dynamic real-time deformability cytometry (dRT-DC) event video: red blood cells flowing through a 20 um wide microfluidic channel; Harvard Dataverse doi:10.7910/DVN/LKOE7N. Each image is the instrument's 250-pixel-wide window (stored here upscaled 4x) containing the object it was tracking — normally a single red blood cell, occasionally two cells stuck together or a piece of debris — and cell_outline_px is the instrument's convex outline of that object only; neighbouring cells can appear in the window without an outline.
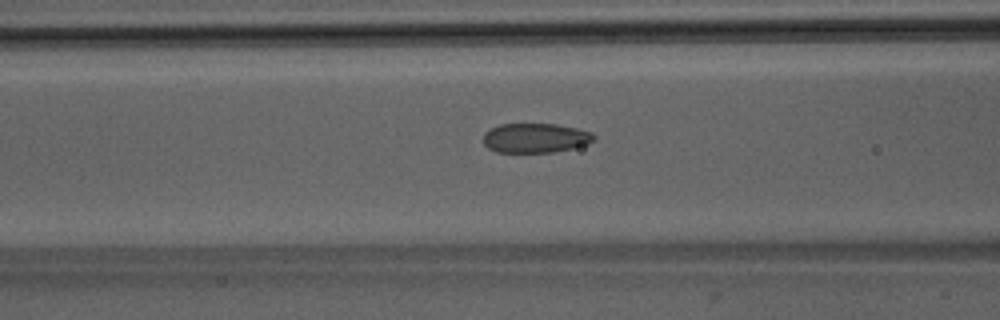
{"species": "Egyptian fruit bat (a non-hibernating species)", "species_latin": "Rousettus aegyptiacus", "temperature_condition": "room temperature", "stored_images_in_passage": 36, "camera_frame_rate_fps": 3000, "um_per_image_px": 0.085, "animal": {"sex": "male"}, "frame": {"image": 1, "passage_image": 6, "time_ms": 1.667, "image_size_px": [1000, 320], "cell_outline_px": [[596, 140], [588, 144], [572, 148], [552, 152], [496, 152], [488, 148], [484, 144], [484, 132], [500, 124], [556, 124], [576, 128], [592, 132], [596, 136]], "centroid_in_image_um": [45.53, 11.73], "position_along_channel_um": 121.1, "area_um2": 19.07}}
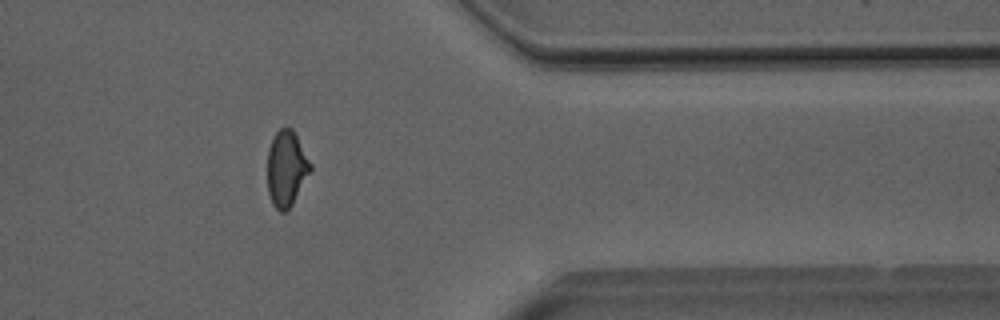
{"frame": {"image": 2, "passage_image": 27, "time_ms": 8.667, "image_size_px": [1000, 320], "cell_outline_px": [[312, 172], [292, 204], [284, 212], [280, 212], [272, 204], [268, 192], [268, 148], [272, 136], [284, 124], [288, 124], [292, 128], [312, 164]], "centroid_in_image_um": [24.36, 14.28], "position_along_channel_um": 387.0, "area_um2": 19.36}}
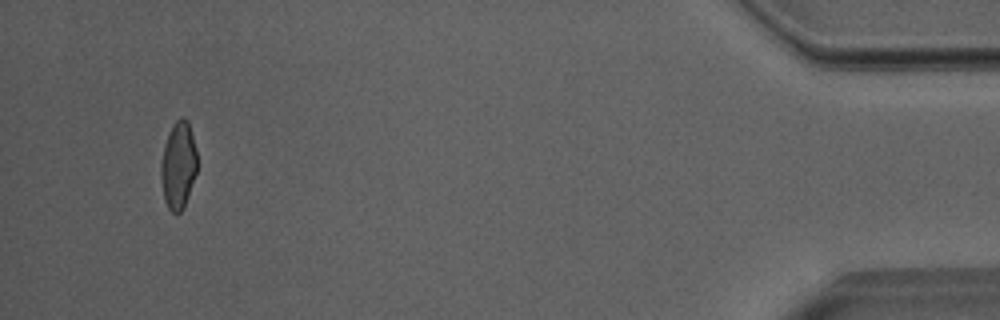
{"frame": {"image": 3, "passage_image": 34, "time_ms": 11.0, "image_size_px": [1000, 320], "cell_outline_px": [[196, 172], [184, 208], [180, 212], [172, 212], [168, 208], [164, 200], [160, 176], [160, 164], [164, 144], [168, 132], [172, 124], [180, 116], [184, 116], [188, 120], [196, 152]], "centroid_in_image_um": [15.13, 14.02], "position_along_channel_um": 420.1, "area_um2": 18.5}, "authors_computed_cell_mechanics": {"area_um2": 19.074, "velocity_mm_per_s": 4.0139, "shape_relaxation_time_tau1_ms": null, "shape_relaxation_time_tau2_ms": 1.0899, "deformation_change_tau1": null, "deformation_change_tau2": 0.075}}